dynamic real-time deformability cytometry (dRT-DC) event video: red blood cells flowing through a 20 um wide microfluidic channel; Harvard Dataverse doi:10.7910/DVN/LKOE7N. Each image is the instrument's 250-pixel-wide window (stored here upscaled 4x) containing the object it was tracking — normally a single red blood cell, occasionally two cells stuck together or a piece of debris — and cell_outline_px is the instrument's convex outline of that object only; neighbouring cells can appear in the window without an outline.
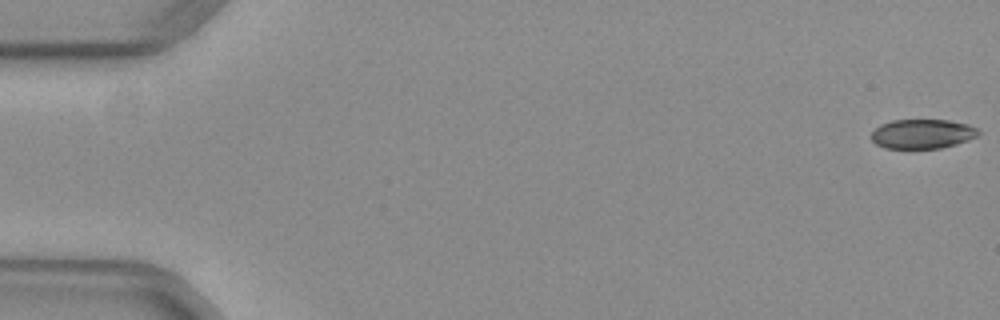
{"species": "common noctule bat (a hibernating species)", "species_latin": "Nyctalus noctula", "temperature_condition": "warm", "stored_images_in_passage": 53, "camera_frame_rate_fps": 3000, "um_per_image_px": 0.085, "animal": {"sex": "female", "body_mass_g": 29.2, "forearm_length_mm": 56.3}, "frame": {"image": 1, "passage_image": 1, "time_ms": 0.0, "image_size_px": [1000, 320], "cell_outline_px": [[980, 132], [976, 136], [968, 140], [956, 144], [940, 148], [884, 148], [876, 144], [872, 140], [872, 132], [880, 124], [892, 120], [948, 120], [968, 124], [976, 128]], "centroid_in_image_um": [78.39, 11.37], "position_along_channel_um": 6.6, "area_um2": 18.26}}
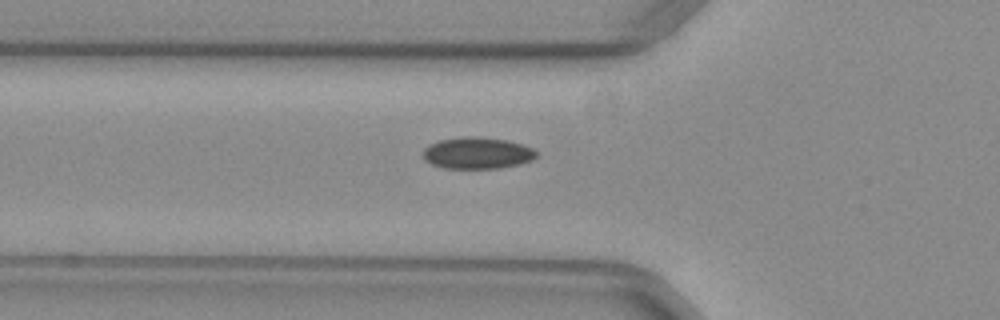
{"frame": {"image": 2, "passage_image": 19, "time_ms": 6.0, "image_size_px": [1000, 320], "cell_outline_px": [[536, 156], [532, 160], [520, 164], [500, 168], [444, 168], [432, 164], [424, 160], [424, 148], [428, 144], [440, 140], [464, 136], [480, 136], [508, 140], [524, 144], [532, 148], [536, 152]], "centroid_in_image_um": [40.58, 13.0], "position_along_channel_um": 85.2, "area_um2": 21.04}}
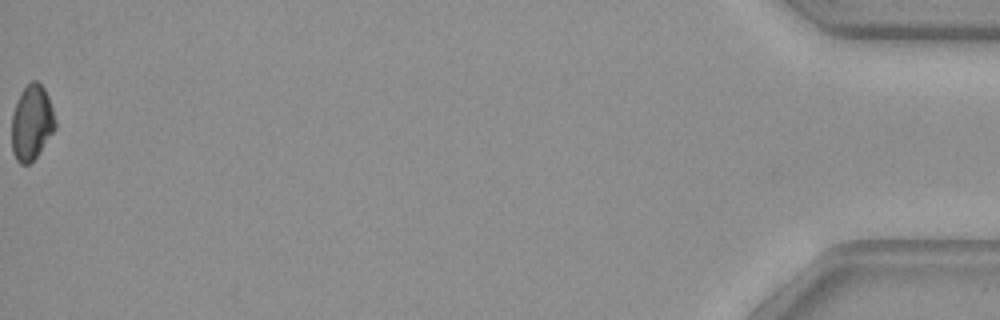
{"frame": {"image": 3, "passage_image": 53, "time_ms": 17.333, "image_size_px": [1000, 320], "cell_outline_px": [[56, 128], [36, 156], [28, 164], [20, 164], [16, 160], [12, 152], [12, 112], [16, 100], [20, 92], [32, 80], [36, 80], [44, 88], [48, 96], [56, 120]], "centroid_in_image_um": [2.68, 10.41], "position_along_channel_um": 432.5, "area_um2": 19.07}, "authors_computed_cell_mechanics": {"area_um2": 20.2878, "velocity_mm_per_s": 3.9988, "shape_relaxation_time_tau1_ms": null, "shape_relaxation_time_tau2_ms": 2.2759, "deformation_change_tau1": null, "deformation_change_tau2": 0.0578}}